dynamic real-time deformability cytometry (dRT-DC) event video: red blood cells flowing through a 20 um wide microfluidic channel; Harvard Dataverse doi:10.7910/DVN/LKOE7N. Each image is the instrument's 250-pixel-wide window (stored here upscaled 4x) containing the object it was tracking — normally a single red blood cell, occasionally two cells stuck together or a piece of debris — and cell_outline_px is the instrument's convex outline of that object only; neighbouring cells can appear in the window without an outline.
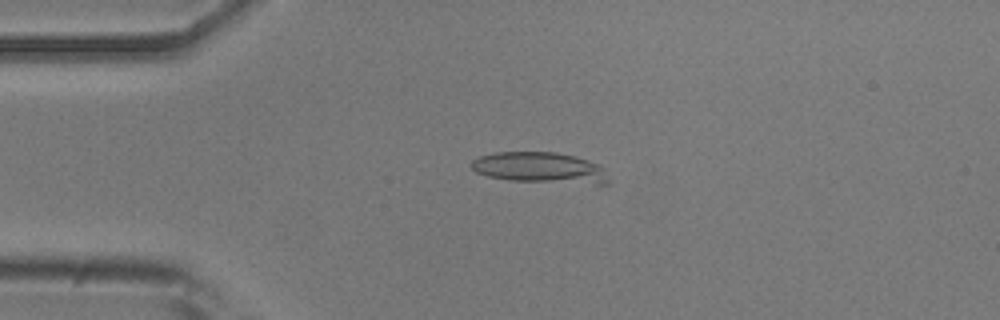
{"species": "common noctule bat (a hibernating species)", "species_latin": "Nyctalus noctula", "temperature_condition": "room temperature", "stored_images_in_passage": 13, "camera_frame_rate_fps": 3000, "um_per_image_px": 0.085, "animal": {"sex": "male", "body_mass_g": 20.5, "forearm_length_mm": 52.5}, "frame": {"image": 1, "passage_image": 9, "time_ms": 2.667, "image_size_px": [1000, 320], "cell_outline_px": [[612, 184], [596, 184], [508, 180], [488, 176], [476, 172], [472, 168], [472, 160], [480, 156], [496, 152], [556, 152], [588, 160], [596, 164], [600, 168]], "centroid_in_image_um": [45.87, 14.26], "position_along_channel_um": 39.1, "area_um2": 24.39}}